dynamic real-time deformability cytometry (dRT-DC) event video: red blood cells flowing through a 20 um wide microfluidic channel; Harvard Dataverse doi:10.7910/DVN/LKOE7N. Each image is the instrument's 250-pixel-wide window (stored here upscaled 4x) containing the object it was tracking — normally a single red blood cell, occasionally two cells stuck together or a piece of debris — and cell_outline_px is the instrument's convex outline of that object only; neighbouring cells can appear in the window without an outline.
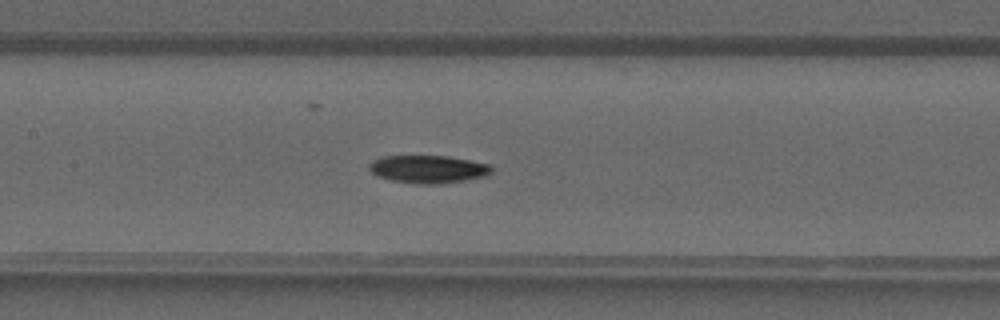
{"species": "common noctule bat (a hibernating species)", "species_latin": "Nyctalus noctula", "temperature_condition": "warm", "stored_images_in_passage": 40, "camera_frame_rate_fps": 3000, "um_per_image_px": 0.085, "animal": {"sex": "male", "forearm_length_mm": 52.5}, "frame": {"image": 1, "passage_image": 19, "time_ms": 6.0, "image_size_px": [1000, 320], "cell_outline_px": [[492, 172], [484, 176], [468, 180], [440, 184], [416, 184], [388, 180], [376, 176], [368, 168], [368, 164], [372, 160], [384, 156], [448, 156], [492, 164]], "centroid_in_image_um": [36.39, 14.38], "position_along_channel_um": 171.0, "area_um2": 20.17}}
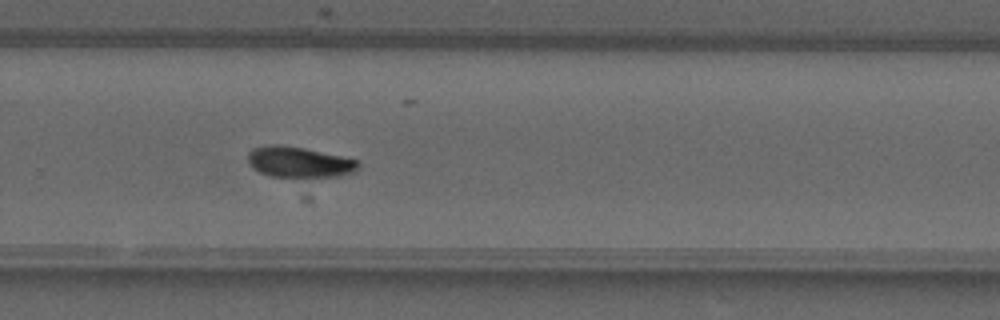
{"frame": {"image": 2, "passage_image": 27, "time_ms": 8.667, "image_size_px": [1000, 320], "cell_outline_px": [[360, 168], [352, 172], [336, 176], [304, 180], [268, 176], [260, 172], [248, 160], [248, 152], [252, 148], [268, 144], [272, 144], [304, 148], [360, 160]], "centroid_in_image_um": [25.46, 13.82], "position_along_channel_um": 304.3, "area_um2": 20.4}}
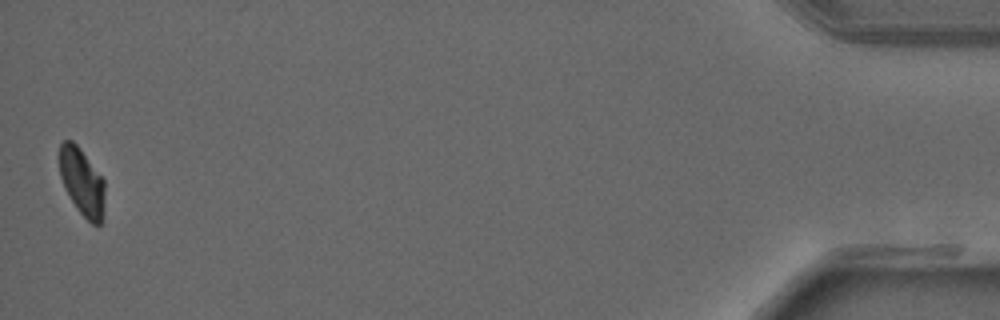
{"frame": {"image": 3, "passage_image": 40, "time_ms": 13.0, "image_size_px": [1000, 320], "cell_outline_px": [[104, 208], [100, 224], [92, 224], [76, 208], [64, 188], [60, 176], [60, 144], [64, 140], [72, 140], [80, 148], [104, 180]], "centroid_in_image_um": [6.96, 15.46], "position_along_channel_um": 428.2, "area_um2": 17.63}}